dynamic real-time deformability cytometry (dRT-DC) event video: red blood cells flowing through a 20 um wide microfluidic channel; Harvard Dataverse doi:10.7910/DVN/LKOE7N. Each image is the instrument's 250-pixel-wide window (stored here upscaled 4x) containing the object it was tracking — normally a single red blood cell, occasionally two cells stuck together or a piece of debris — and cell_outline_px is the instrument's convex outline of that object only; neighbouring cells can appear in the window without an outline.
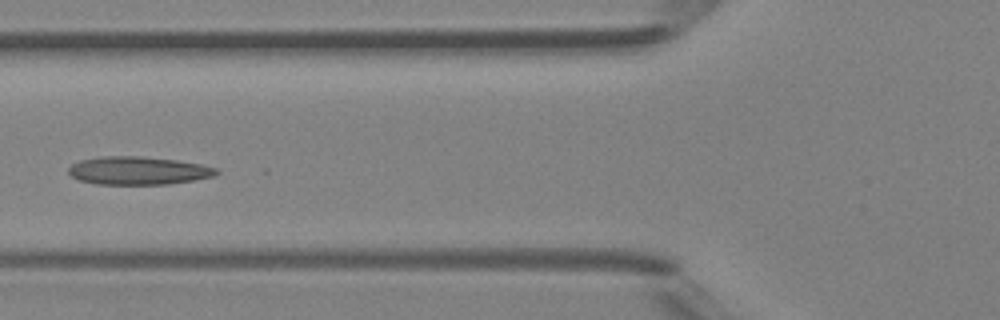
{"species": "Egyptian fruit bat (a non-hibernating species)", "species_latin": "Rousettus aegyptiacus", "temperature_condition": "room temperature", "stored_images_in_passage": 6, "camera_frame_rate_fps": 3000, "um_per_image_px": 0.085, "animal": {"sex": "female"}, "frame": {"image": 1, "passage_image": 6, "time_ms": 6.0, "image_size_px": [1000, 320], "cell_outline_px": [[220, 172], [212, 176], [192, 180], [168, 184], [96, 184], [80, 180], [72, 176], [68, 172], [68, 168], [72, 164], [80, 160], [104, 156], [144, 156], [176, 160], [200, 164], [216, 168]], "centroid_in_image_um": [11.73, 14.5], "position_along_channel_um": 114.1, "area_um2": 24.04}}